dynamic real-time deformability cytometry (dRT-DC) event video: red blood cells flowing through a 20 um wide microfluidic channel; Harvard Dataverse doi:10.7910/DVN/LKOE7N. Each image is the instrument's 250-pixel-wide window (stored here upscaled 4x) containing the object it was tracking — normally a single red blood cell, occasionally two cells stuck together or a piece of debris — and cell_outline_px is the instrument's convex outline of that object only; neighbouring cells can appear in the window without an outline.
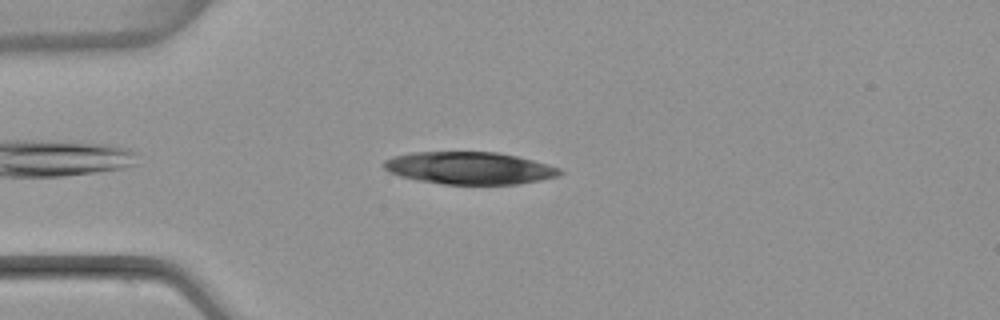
{"species": "common noctule bat (a hibernating species)", "species_latin": "Nyctalus noctula", "temperature_condition": "warm", "stored_images_in_passage": 4, "camera_frame_rate_fps": 3000, "um_per_image_px": 0.085, "animal": {"sex": "female", "body_mass_g": 22.7, "forearm_length_mm": 54.2}, "frame": {"image": 1, "passage_image": 4, "time_ms": 3.667, "image_size_px": [1000, 320], "cell_outline_px": [[564, 172], [556, 176], [540, 180], [516, 184], [444, 184], [420, 180], [400, 176], [388, 172], [380, 164], [384, 160], [392, 156], [412, 152], [496, 152], [516, 156], [548, 164], [560, 168]], "centroid_in_image_um": [39.86, 14.28], "position_along_channel_um": 45.1, "area_um2": 33.12}}